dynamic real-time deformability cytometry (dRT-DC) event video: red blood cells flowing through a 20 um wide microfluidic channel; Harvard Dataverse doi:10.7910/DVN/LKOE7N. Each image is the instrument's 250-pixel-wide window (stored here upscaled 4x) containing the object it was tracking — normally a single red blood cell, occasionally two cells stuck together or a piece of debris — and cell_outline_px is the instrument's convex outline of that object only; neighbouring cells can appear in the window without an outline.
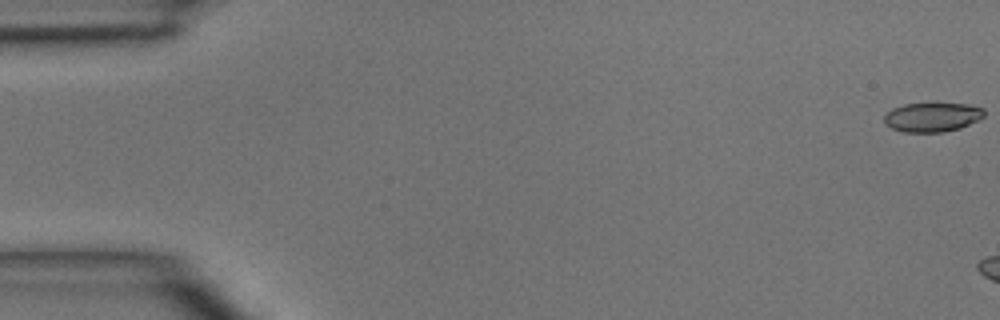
{"species": "common noctule bat (a hibernating species)", "species_latin": "Nyctalus noctula", "temperature_condition": "room temperature", "stored_images_in_passage": 11, "camera_frame_rate_fps": 3000, "um_per_image_px": 0.085, "animal": {"sex": "male", "body_mass_g": 15.6}, "frame": {"image": 1, "passage_image": 1, "time_ms": 0.0, "image_size_px": [1000, 320], "cell_outline_px": [[984, 116], [980, 120], [960, 128], [944, 132], [904, 132], [892, 128], [884, 124], [884, 116], [892, 108], [904, 104], [968, 104], [984, 108]], "centroid_in_image_um": [79.25, 9.96], "position_along_channel_um": 5.7, "area_um2": 17.05}}